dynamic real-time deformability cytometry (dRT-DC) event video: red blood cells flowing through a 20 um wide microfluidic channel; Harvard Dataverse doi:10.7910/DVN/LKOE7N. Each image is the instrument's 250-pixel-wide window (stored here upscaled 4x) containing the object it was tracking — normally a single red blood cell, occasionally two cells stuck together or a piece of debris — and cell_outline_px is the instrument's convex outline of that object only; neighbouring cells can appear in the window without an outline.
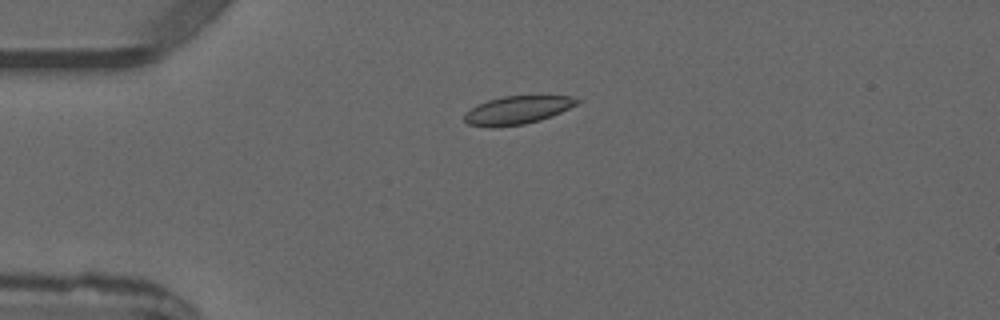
{"species": "common noctule bat (a hibernating species)", "species_latin": "Nyctalus noctula", "temperature_condition": "warm", "stored_images_in_passage": 4, "camera_frame_rate_fps": 3000, "um_per_image_px": 0.085, "animal": {"sex": "male", "forearm_length_mm": 52.5}, "frame": {"image": 1, "passage_image": 4, "time_ms": 3.667, "image_size_px": [1000, 320], "cell_outline_px": [[580, 100], [576, 104], [552, 116], [540, 120], [524, 124], [492, 128], [468, 124], [464, 120], [464, 112], [476, 104], [488, 100], [504, 96], [540, 92], [572, 96]], "centroid_in_image_um": [44.0, 9.3], "position_along_channel_um": 41.0, "area_um2": 19.48}}